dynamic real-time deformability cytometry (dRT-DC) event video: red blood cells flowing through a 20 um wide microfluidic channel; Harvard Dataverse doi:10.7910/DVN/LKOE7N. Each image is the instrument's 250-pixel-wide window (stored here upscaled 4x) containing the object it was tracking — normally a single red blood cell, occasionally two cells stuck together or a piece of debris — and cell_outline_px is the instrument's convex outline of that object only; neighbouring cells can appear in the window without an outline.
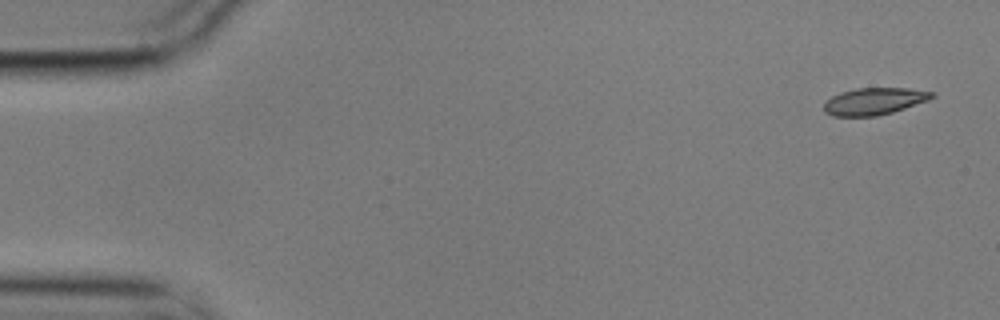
{"species": "common noctule bat (a hibernating species)", "species_latin": "Nyctalus noctula", "temperature_condition": "cold", "stored_images_in_passage": 5, "camera_frame_rate_fps": 3000, "um_per_image_px": 0.085, "animal": {"sex": "male", "body_mass_g": 17.9}, "frame": {"image": 1, "passage_image": 1, "time_ms": 0.0, "image_size_px": [1000, 320], "cell_outline_px": [[936, 96], [928, 100], [892, 112], [876, 116], [832, 116], [824, 112], [824, 104], [832, 96], [840, 92], [856, 88], [908, 88], [936, 92]], "centroid_in_image_um": [74.32, 8.6], "position_along_channel_um": 10.7, "area_um2": 16.99}}